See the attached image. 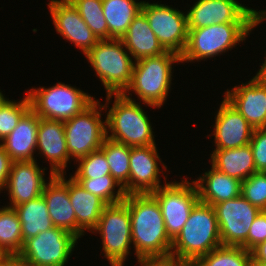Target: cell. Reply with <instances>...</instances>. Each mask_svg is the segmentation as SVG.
Wrapping results in <instances>:
<instances>
[{
    "label": "cell",
    "instance_id": "obj_28",
    "mask_svg": "<svg viewBox=\"0 0 266 266\" xmlns=\"http://www.w3.org/2000/svg\"><path fill=\"white\" fill-rule=\"evenodd\" d=\"M14 209L17 211L20 219L24 242L27 239L37 236L38 233L54 227L43 195L21 205H17Z\"/></svg>",
    "mask_w": 266,
    "mask_h": 266
},
{
    "label": "cell",
    "instance_id": "obj_9",
    "mask_svg": "<svg viewBox=\"0 0 266 266\" xmlns=\"http://www.w3.org/2000/svg\"><path fill=\"white\" fill-rule=\"evenodd\" d=\"M97 232L102 237V250L110 265L124 266L132 245L130 212L124 201L105 206L92 230Z\"/></svg>",
    "mask_w": 266,
    "mask_h": 266
},
{
    "label": "cell",
    "instance_id": "obj_39",
    "mask_svg": "<svg viewBox=\"0 0 266 266\" xmlns=\"http://www.w3.org/2000/svg\"><path fill=\"white\" fill-rule=\"evenodd\" d=\"M137 260L140 266H185L171 255L165 257H137Z\"/></svg>",
    "mask_w": 266,
    "mask_h": 266
},
{
    "label": "cell",
    "instance_id": "obj_29",
    "mask_svg": "<svg viewBox=\"0 0 266 266\" xmlns=\"http://www.w3.org/2000/svg\"><path fill=\"white\" fill-rule=\"evenodd\" d=\"M109 164L110 173L114 179L122 186L125 194H128V181L130 174L129 159L131 146L105 138L100 148Z\"/></svg>",
    "mask_w": 266,
    "mask_h": 266
},
{
    "label": "cell",
    "instance_id": "obj_32",
    "mask_svg": "<svg viewBox=\"0 0 266 266\" xmlns=\"http://www.w3.org/2000/svg\"><path fill=\"white\" fill-rule=\"evenodd\" d=\"M83 188L101 198L106 204H115L125 199V192L122 186L112 175L92 178H74ZM118 187L117 192L114 190Z\"/></svg>",
    "mask_w": 266,
    "mask_h": 266
},
{
    "label": "cell",
    "instance_id": "obj_8",
    "mask_svg": "<svg viewBox=\"0 0 266 266\" xmlns=\"http://www.w3.org/2000/svg\"><path fill=\"white\" fill-rule=\"evenodd\" d=\"M30 108L41 118L66 121L81 113L94 100L91 95L61 82L45 88L30 89Z\"/></svg>",
    "mask_w": 266,
    "mask_h": 266
},
{
    "label": "cell",
    "instance_id": "obj_36",
    "mask_svg": "<svg viewBox=\"0 0 266 266\" xmlns=\"http://www.w3.org/2000/svg\"><path fill=\"white\" fill-rule=\"evenodd\" d=\"M241 195L260 210H266V172L253 173L242 181Z\"/></svg>",
    "mask_w": 266,
    "mask_h": 266
},
{
    "label": "cell",
    "instance_id": "obj_10",
    "mask_svg": "<svg viewBox=\"0 0 266 266\" xmlns=\"http://www.w3.org/2000/svg\"><path fill=\"white\" fill-rule=\"evenodd\" d=\"M183 180L166 182L164 186L150 193L158 201L167 234L172 240L181 231L199 201L194 181L190 183L187 179Z\"/></svg>",
    "mask_w": 266,
    "mask_h": 266
},
{
    "label": "cell",
    "instance_id": "obj_18",
    "mask_svg": "<svg viewBox=\"0 0 266 266\" xmlns=\"http://www.w3.org/2000/svg\"><path fill=\"white\" fill-rule=\"evenodd\" d=\"M225 92L224 98L254 129L266 128V86L256 76Z\"/></svg>",
    "mask_w": 266,
    "mask_h": 266
},
{
    "label": "cell",
    "instance_id": "obj_40",
    "mask_svg": "<svg viewBox=\"0 0 266 266\" xmlns=\"http://www.w3.org/2000/svg\"><path fill=\"white\" fill-rule=\"evenodd\" d=\"M12 159L0 145V192L5 188L12 167Z\"/></svg>",
    "mask_w": 266,
    "mask_h": 266
},
{
    "label": "cell",
    "instance_id": "obj_3",
    "mask_svg": "<svg viewBox=\"0 0 266 266\" xmlns=\"http://www.w3.org/2000/svg\"><path fill=\"white\" fill-rule=\"evenodd\" d=\"M135 62L131 82L122 94L130 98V91H134L143 104L160 108L171 90L172 65L181 63L180 55L166 51L159 56L145 57Z\"/></svg>",
    "mask_w": 266,
    "mask_h": 266
},
{
    "label": "cell",
    "instance_id": "obj_15",
    "mask_svg": "<svg viewBox=\"0 0 266 266\" xmlns=\"http://www.w3.org/2000/svg\"><path fill=\"white\" fill-rule=\"evenodd\" d=\"M48 8L56 32L81 49L84 55L97 44L98 38L69 0H51Z\"/></svg>",
    "mask_w": 266,
    "mask_h": 266
},
{
    "label": "cell",
    "instance_id": "obj_19",
    "mask_svg": "<svg viewBox=\"0 0 266 266\" xmlns=\"http://www.w3.org/2000/svg\"><path fill=\"white\" fill-rule=\"evenodd\" d=\"M37 160L13 162L10 175L4 190L9 192V206L14 208L17 205L26 203L42 195L46 184L44 171L47 168H40Z\"/></svg>",
    "mask_w": 266,
    "mask_h": 266
},
{
    "label": "cell",
    "instance_id": "obj_13",
    "mask_svg": "<svg viewBox=\"0 0 266 266\" xmlns=\"http://www.w3.org/2000/svg\"><path fill=\"white\" fill-rule=\"evenodd\" d=\"M141 11L147 17L149 25L159 43L166 51L181 55L188 40L187 13L168 5L143 1Z\"/></svg>",
    "mask_w": 266,
    "mask_h": 266
},
{
    "label": "cell",
    "instance_id": "obj_33",
    "mask_svg": "<svg viewBox=\"0 0 266 266\" xmlns=\"http://www.w3.org/2000/svg\"><path fill=\"white\" fill-rule=\"evenodd\" d=\"M98 40H108V25L105 20L102 0H69Z\"/></svg>",
    "mask_w": 266,
    "mask_h": 266
},
{
    "label": "cell",
    "instance_id": "obj_7",
    "mask_svg": "<svg viewBox=\"0 0 266 266\" xmlns=\"http://www.w3.org/2000/svg\"><path fill=\"white\" fill-rule=\"evenodd\" d=\"M106 103L100 104L94 100L88 107L76 116L63 121L65 139L70 158L79 160L98 150L106 138V121L101 120V112L107 106L113 94H106Z\"/></svg>",
    "mask_w": 266,
    "mask_h": 266
},
{
    "label": "cell",
    "instance_id": "obj_17",
    "mask_svg": "<svg viewBox=\"0 0 266 266\" xmlns=\"http://www.w3.org/2000/svg\"><path fill=\"white\" fill-rule=\"evenodd\" d=\"M213 136L216 148L232 149L250 144L254 128L225 98L215 117Z\"/></svg>",
    "mask_w": 266,
    "mask_h": 266
},
{
    "label": "cell",
    "instance_id": "obj_46",
    "mask_svg": "<svg viewBox=\"0 0 266 266\" xmlns=\"http://www.w3.org/2000/svg\"><path fill=\"white\" fill-rule=\"evenodd\" d=\"M252 266H266L264 262H252Z\"/></svg>",
    "mask_w": 266,
    "mask_h": 266
},
{
    "label": "cell",
    "instance_id": "obj_26",
    "mask_svg": "<svg viewBox=\"0 0 266 266\" xmlns=\"http://www.w3.org/2000/svg\"><path fill=\"white\" fill-rule=\"evenodd\" d=\"M210 162L218 171L241 182L256 173L250 144L232 149H214Z\"/></svg>",
    "mask_w": 266,
    "mask_h": 266
},
{
    "label": "cell",
    "instance_id": "obj_42",
    "mask_svg": "<svg viewBox=\"0 0 266 266\" xmlns=\"http://www.w3.org/2000/svg\"><path fill=\"white\" fill-rule=\"evenodd\" d=\"M11 266H37L21 257L19 254L11 255Z\"/></svg>",
    "mask_w": 266,
    "mask_h": 266
},
{
    "label": "cell",
    "instance_id": "obj_23",
    "mask_svg": "<svg viewBox=\"0 0 266 266\" xmlns=\"http://www.w3.org/2000/svg\"><path fill=\"white\" fill-rule=\"evenodd\" d=\"M69 199L76 215V236L80 238L85 230H92L99 222L103 209L107 205L98 196L86 191L70 176L67 180Z\"/></svg>",
    "mask_w": 266,
    "mask_h": 266
},
{
    "label": "cell",
    "instance_id": "obj_6",
    "mask_svg": "<svg viewBox=\"0 0 266 266\" xmlns=\"http://www.w3.org/2000/svg\"><path fill=\"white\" fill-rule=\"evenodd\" d=\"M258 23L213 24L199 29H188V40L181 62L212 58L231 50L246 39Z\"/></svg>",
    "mask_w": 266,
    "mask_h": 266
},
{
    "label": "cell",
    "instance_id": "obj_31",
    "mask_svg": "<svg viewBox=\"0 0 266 266\" xmlns=\"http://www.w3.org/2000/svg\"><path fill=\"white\" fill-rule=\"evenodd\" d=\"M190 266H252L251 253L241 246L221 245Z\"/></svg>",
    "mask_w": 266,
    "mask_h": 266
},
{
    "label": "cell",
    "instance_id": "obj_27",
    "mask_svg": "<svg viewBox=\"0 0 266 266\" xmlns=\"http://www.w3.org/2000/svg\"><path fill=\"white\" fill-rule=\"evenodd\" d=\"M143 1L102 0V9L108 25V40L121 39L133 19L141 11Z\"/></svg>",
    "mask_w": 266,
    "mask_h": 266
},
{
    "label": "cell",
    "instance_id": "obj_22",
    "mask_svg": "<svg viewBox=\"0 0 266 266\" xmlns=\"http://www.w3.org/2000/svg\"><path fill=\"white\" fill-rule=\"evenodd\" d=\"M40 117L30 108L12 132L0 142L13 162L33 161Z\"/></svg>",
    "mask_w": 266,
    "mask_h": 266
},
{
    "label": "cell",
    "instance_id": "obj_35",
    "mask_svg": "<svg viewBox=\"0 0 266 266\" xmlns=\"http://www.w3.org/2000/svg\"><path fill=\"white\" fill-rule=\"evenodd\" d=\"M78 167L72 178H92L111 175L109 164L101 149L95 150L77 160Z\"/></svg>",
    "mask_w": 266,
    "mask_h": 266
},
{
    "label": "cell",
    "instance_id": "obj_14",
    "mask_svg": "<svg viewBox=\"0 0 266 266\" xmlns=\"http://www.w3.org/2000/svg\"><path fill=\"white\" fill-rule=\"evenodd\" d=\"M222 245L241 246L247 250V236L261 211L242 195L213 205Z\"/></svg>",
    "mask_w": 266,
    "mask_h": 266
},
{
    "label": "cell",
    "instance_id": "obj_30",
    "mask_svg": "<svg viewBox=\"0 0 266 266\" xmlns=\"http://www.w3.org/2000/svg\"><path fill=\"white\" fill-rule=\"evenodd\" d=\"M23 244L17 211L8 205L0 208V248L8 255H15L20 253Z\"/></svg>",
    "mask_w": 266,
    "mask_h": 266
},
{
    "label": "cell",
    "instance_id": "obj_38",
    "mask_svg": "<svg viewBox=\"0 0 266 266\" xmlns=\"http://www.w3.org/2000/svg\"><path fill=\"white\" fill-rule=\"evenodd\" d=\"M266 241V210H261L255 217L247 236V250Z\"/></svg>",
    "mask_w": 266,
    "mask_h": 266
},
{
    "label": "cell",
    "instance_id": "obj_41",
    "mask_svg": "<svg viewBox=\"0 0 266 266\" xmlns=\"http://www.w3.org/2000/svg\"><path fill=\"white\" fill-rule=\"evenodd\" d=\"M252 262L266 263V241H263L250 250Z\"/></svg>",
    "mask_w": 266,
    "mask_h": 266
},
{
    "label": "cell",
    "instance_id": "obj_37",
    "mask_svg": "<svg viewBox=\"0 0 266 266\" xmlns=\"http://www.w3.org/2000/svg\"><path fill=\"white\" fill-rule=\"evenodd\" d=\"M250 146L256 172H266V128H257L253 130Z\"/></svg>",
    "mask_w": 266,
    "mask_h": 266
},
{
    "label": "cell",
    "instance_id": "obj_11",
    "mask_svg": "<svg viewBox=\"0 0 266 266\" xmlns=\"http://www.w3.org/2000/svg\"><path fill=\"white\" fill-rule=\"evenodd\" d=\"M266 11L245 7L237 0H198L187 11L188 29L213 24L258 23L266 20Z\"/></svg>",
    "mask_w": 266,
    "mask_h": 266
},
{
    "label": "cell",
    "instance_id": "obj_12",
    "mask_svg": "<svg viewBox=\"0 0 266 266\" xmlns=\"http://www.w3.org/2000/svg\"><path fill=\"white\" fill-rule=\"evenodd\" d=\"M79 238L59 227L27 239L19 255L37 266H65Z\"/></svg>",
    "mask_w": 266,
    "mask_h": 266
},
{
    "label": "cell",
    "instance_id": "obj_45",
    "mask_svg": "<svg viewBox=\"0 0 266 266\" xmlns=\"http://www.w3.org/2000/svg\"><path fill=\"white\" fill-rule=\"evenodd\" d=\"M0 266H11V255H8V258Z\"/></svg>",
    "mask_w": 266,
    "mask_h": 266
},
{
    "label": "cell",
    "instance_id": "obj_2",
    "mask_svg": "<svg viewBox=\"0 0 266 266\" xmlns=\"http://www.w3.org/2000/svg\"><path fill=\"white\" fill-rule=\"evenodd\" d=\"M220 230L213 206L198 201L178 235L172 240L171 256L185 266L221 246Z\"/></svg>",
    "mask_w": 266,
    "mask_h": 266
},
{
    "label": "cell",
    "instance_id": "obj_47",
    "mask_svg": "<svg viewBox=\"0 0 266 266\" xmlns=\"http://www.w3.org/2000/svg\"><path fill=\"white\" fill-rule=\"evenodd\" d=\"M6 100V98L4 97L2 91H0V106L2 105V103Z\"/></svg>",
    "mask_w": 266,
    "mask_h": 266
},
{
    "label": "cell",
    "instance_id": "obj_16",
    "mask_svg": "<svg viewBox=\"0 0 266 266\" xmlns=\"http://www.w3.org/2000/svg\"><path fill=\"white\" fill-rule=\"evenodd\" d=\"M162 164L156 145L131 147L128 181V194L152 193L164 185H160Z\"/></svg>",
    "mask_w": 266,
    "mask_h": 266
},
{
    "label": "cell",
    "instance_id": "obj_5",
    "mask_svg": "<svg viewBox=\"0 0 266 266\" xmlns=\"http://www.w3.org/2000/svg\"><path fill=\"white\" fill-rule=\"evenodd\" d=\"M125 50L121 39H109L99 40L85 54L107 94H122L131 82L135 61Z\"/></svg>",
    "mask_w": 266,
    "mask_h": 266
},
{
    "label": "cell",
    "instance_id": "obj_4",
    "mask_svg": "<svg viewBox=\"0 0 266 266\" xmlns=\"http://www.w3.org/2000/svg\"><path fill=\"white\" fill-rule=\"evenodd\" d=\"M113 95L115 100L105 119L106 137L131 147L156 145L152 125L141 105L123 94Z\"/></svg>",
    "mask_w": 266,
    "mask_h": 266
},
{
    "label": "cell",
    "instance_id": "obj_44",
    "mask_svg": "<svg viewBox=\"0 0 266 266\" xmlns=\"http://www.w3.org/2000/svg\"><path fill=\"white\" fill-rule=\"evenodd\" d=\"M7 258L8 254L2 248H0V265L5 262Z\"/></svg>",
    "mask_w": 266,
    "mask_h": 266
},
{
    "label": "cell",
    "instance_id": "obj_25",
    "mask_svg": "<svg viewBox=\"0 0 266 266\" xmlns=\"http://www.w3.org/2000/svg\"><path fill=\"white\" fill-rule=\"evenodd\" d=\"M199 201L211 206L241 195V181L218 171L213 166L194 181Z\"/></svg>",
    "mask_w": 266,
    "mask_h": 266
},
{
    "label": "cell",
    "instance_id": "obj_20",
    "mask_svg": "<svg viewBox=\"0 0 266 266\" xmlns=\"http://www.w3.org/2000/svg\"><path fill=\"white\" fill-rule=\"evenodd\" d=\"M36 149L50 162V175L65 173L70 157L63 121L40 117Z\"/></svg>",
    "mask_w": 266,
    "mask_h": 266
},
{
    "label": "cell",
    "instance_id": "obj_1",
    "mask_svg": "<svg viewBox=\"0 0 266 266\" xmlns=\"http://www.w3.org/2000/svg\"><path fill=\"white\" fill-rule=\"evenodd\" d=\"M130 212L131 237L136 257H165L171 254L158 201L150 194H127L123 200Z\"/></svg>",
    "mask_w": 266,
    "mask_h": 266
},
{
    "label": "cell",
    "instance_id": "obj_43",
    "mask_svg": "<svg viewBox=\"0 0 266 266\" xmlns=\"http://www.w3.org/2000/svg\"><path fill=\"white\" fill-rule=\"evenodd\" d=\"M255 76L266 86V57Z\"/></svg>",
    "mask_w": 266,
    "mask_h": 266
},
{
    "label": "cell",
    "instance_id": "obj_21",
    "mask_svg": "<svg viewBox=\"0 0 266 266\" xmlns=\"http://www.w3.org/2000/svg\"><path fill=\"white\" fill-rule=\"evenodd\" d=\"M52 224L76 236V215L70 203L65 174L50 175L42 193Z\"/></svg>",
    "mask_w": 266,
    "mask_h": 266
},
{
    "label": "cell",
    "instance_id": "obj_24",
    "mask_svg": "<svg viewBox=\"0 0 266 266\" xmlns=\"http://www.w3.org/2000/svg\"><path fill=\"white\" fill-rule=\"evenodd\" d=\"M121 40L135 61L145 57L159 56L166 52L142 11L133 19Z\"/></svg>",
    "mask_w": 266,
    "mask_h": 266
},
{
    "label": "cell",
    "instance_id": "obj_34",
    "mask_svg": "<svg viewBox=\"0 0 266 266\" xmlns=\"http://www.w3.org/2000/svg\"><path fill=\"white\" fill-rule=\"evenodd\" d=\"M30 109L28 95L20 101L6 99L0 106V141L17 126L21 117Z\"/></svg>",
    "mask_w": 266,
    "mask_h": 266
}]
</instances>
